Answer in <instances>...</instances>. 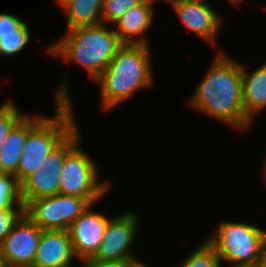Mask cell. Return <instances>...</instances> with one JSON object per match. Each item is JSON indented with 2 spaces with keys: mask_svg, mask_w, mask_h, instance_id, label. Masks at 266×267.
Segmentation results:
<instances>
[{
  "mask_svg": "<svg viewBox=\"0 0 266 267\" xmlns=\"http://www.w3.org/2000/svg\"><path fill=\"white\" fill-rule=\"evenodd\" d=\"M146 1H150V2H153V3H155L156 1L158 2V1H161V0H146ZM166 1V0H165ZM173 1H175V0H167V2L170 4L171 2H173Z\"/></svg>",
  "mask_w": 266,
  "mask_h": 267,
  "instance_id": "30",
  "label": "cell"
},
{
  "mask_svg": "<svg viewBox=\"0 0 266 267\" xmlns=\"http://www.w3.org/2000/svg\"><path fill=\"white\" fill-rule=\"evenodd\" d=\"M225 54L214 57L188 103L229 127L246 130L252 121L243 106L241 63Z\"/></svg>",
  "mask_w": 266,
  "mask_h": 267,
  "instance_id": "1",
  "label": "cell"
},
{
  "mask_svg": "<svg viewBox=\"0 0 266 267\" xmlns=\"http://www.w3.org/2000/svg\"><path fill=\"white\" fill-rule=\"evenodd\" d=\"M222 260L205 240L181 262L179 267H221Z\"/></svg>",
  "mask_w": 266,
  "mask_h": 267,
  "instance_id": "19",
  "label": "cell"
},
{
  "mask_svg": "<svg viewBox=\"0 0 266 267\" xmlns=\"http://www.w3.org/2000/svg\"><path fill=\"white\" fill-rule=\"evenodd\" d=\"M197 1H203V2H205V0H197ZM241 1H243V0H229L230 3L235 4V5L237 3L239 4Z\"/></svg>",
  "mask_w": 266,
  "mask_h": 267,
  "instance_id": "29",
  "label": "cell"
},
{
  "mask_svg": "<svg viewBox=\"0 0 266 267\" xmlns=\"http://www.w3.org/2000/svg\"><path fill=\"white\" fill-rule=\"evenodd\" d=\"M86 209L69 227L74 255L79 260L93 258L103 239L104 231L111 217Z\"/></svg>",
  "mask_w": 266,
  "mask_h": 267,
  "instance_id": "11",
  "label": "cell"
},
{
  "mask_svg": "<svg viewBox=\"0 0 266 267\" xmlns=\"http://www.w3.org/2000/svg\"><path fill=\"white\" fill-rule=\"evenodd\" d=\"M77 126L43 160L38 168L21 183V198L24 206L31 200L59 194L60 173L66 156L81 142Z\"/></svg>",
  "mask_w": 266,
  "mask_h": 267,
  "instance_id": "7",
  "label": "cell"
},
{
  "mask_svg": "<svg viewBox=\"0 0 266 267\" xmlns=\"http://www.w3.org/2000/svg\"><path fill=\"white\" fill-rule=\"evenodd\" d=\"M257 267H266V240H265L261 258L258 261Z\"/></svg>",
  "mask_w": 266,
  "mask_h": 267,
  "instance_id": "26",
  "label": "cell"
},
{
  "mask_svg": "<svg viewBox=\"0 0 266 267\" xmlns=\"http://www.w3.org/2000/svg\"><path fill=\"white\" fill-rule=\"evenodd\" d=\"M153 4L155 3L143 0L130 8L114 25L111 24V27L117 28L114 29L115 33L123 44H149L144 34L153 25Z\"/></svg>",
  "mask_w": 266,
  "mask_h": 267,
  "instance_id": "14",
  "label": "cell"
},
{
  "mask_svg": "<svg viewBox=\"0 0 266 267\" xmlns=\"http://www.w3.org/2000/svg\"><path fill=\"white\" fill-rule=\"evenodd\" d=\"M0 267H4L3 263H2V260H1V254H0Z\"/></svg>",
  "mask_w": 266,
  "mask_h": 267,
  "instance_id": "32",
  "label": "cell"
},
{
  "mask_svg": "<svg viewBox=\"0 0 266 267\" xmlns=\"http://www.w3.org/2000/svg\"><path fill=\"white\" fill-rule=\"evenodd\" d=\"M68 88L65 81L54 93V117L28 115L27 139L17 167V180L20 184L42 167L45 157L77 127Z\"/></svg>",
  "mask_w": 266,
  "mask_h": 267,
  "instance_id": "2",
  "label": "cell"
},
{
  "mask_svg": "<svg viewBox=\"0 0 266 267\" xmlns=\"http://www.w3.org/2000/svg\"><path fill=\"white\" fill-rule=\"evenodd\" d=\"M149 47L145 44H123L95 80L101 89L103 110L115 108L138 90L154 85Z\"/></svg>",
  "mask_w": 266,
  "mask_h": 267,
  "instance_id": "3",
  "label": "cell"
},
{
  "mask_svg": "<svg viewBox=\"0 0 266 267\" xmlns=\"http://www.w3.org/2000/svg\"><path fill=\"white\" fill-rule=\"evenodd\" d=\"M24 214L25 208H6L0 210V244Z\"/></svg>",
  "mask_w": 266,
  "mask_h": 267,
  "instance_id": "23",
  "label": "cell"
},
{
  "mask_svg": "<svg viewBox=\"0 0 266 267\" xmlns=\"http://www.w3.org/2000/svg\"><path fill=\"white\" fill-rule=\"evenodd\" d=\"M28 134V114L10 131L0 150V172L15 175Z\"/></svg>",
  "mask_w": 266,
  "mask_h": 267,
  "instance_id": "16",
  "label": "cell"
},
{
  "mask_svg": "<svg viewBox=\"0 0 266 267\" xmlns=\"http://www.w3.org/2000/svg\"><path fill=\"white\" fill-rule=\"evenodd\" d=\"M90 205L86 198L56 194L31 200L25 215L42 230H68Z\"/></svg>",
  "mask_w": 266,
  "mask_h": 267,
  "instance_id": "8",
  "label": "cell"
},
{
  "mask_svg": "<svg viewBox=\"0 0 266 267\" xmlns=\"http://www.w3.org/2000/svg\"><path fill=\"white\" fill-rule=\"evenodd\" d=\"M25 22L19 29L18 35H0V55L11 56L21 52L30 42V28Z\"/></svg>",
  "mask_w": 266,
  "mask_h": 267,
  "instance_id": "20",
  "label": "cell"
},
{
  "mask_svg": "<svg viewBox=\"0 0 266 267\" xmlns=\"http://www.w3.org/2000/svg\"><path fill=\"white\" fill-rule=\"evenodd\" d=\"M135 261L138 260H98L94 258H89L81 260L82 267H130Z\"/></svg>",
  "mask_w": 266,
  "mask_h": 267,
  "instance_id": "25",
  "label": "cell"
},
{
  "mask_svg": "<svg viewBox=\"0 0 266 267\" xmlns=\"http://www.w3.org/2000/svg\"><path fill=\"white\" fill-rule=\"evenodd\" d=\"M74 259L68 230H42L32 267H71Z\"/></svg>",
  "mask_w": 266,
  "mask_h": 267,
  "instance_id": "13",
  "label": "cell"
},
{
  "mask_svg": "<svg viewBox=\"0 0 266 267\" xmlns=\"http://www.w3.org/2000/svg\"><path fill=\"white\" fill-rule=\"evenodd\" d=\"M25 115L11 99L0 106V150L10 131Z\"/></svg>",
  "mask_w": 266,
  "mask_h": 267,
  "instance_id": "21",
  "label": "cell"
},
{
  "mask_svg": "<svg viewBox=\"0 0 266 267\" xmlns=\"http://www.w3.org/2000/svg\"><path fill=\"white\" fill-rule=\"evenodd\" d=\"M103 0H66L60 7L65 12L66 31L102 23Z\"/></svg>",
  "mask_w": 266,
  "mask_h": 267,
  "instance_id": "17",
  "label": "cell"
},
{
  "mask_svg": "<svg viewBox=\"0 0 266 267\" xmlns=\"http://www.w3.org/2000/svg\"><path fill=\"white\" fill-rule=\"evenodd\" d=\"M265 161L263 162L264 163V167H263V182H265L266 183V159H264Z\"/></svg>",
  "mask_w": 266,
  "mask_h": 267,
  "instance_id": "28",
  "label": "cell"
},
{
  "mask_svg": "<svg viewBox=\"0 0 266 267\" xmlns=\"http://www.w3.org/2000/svg\"><path fill=\"white\" fill-rule=\"evenodd\" d=\"M245 67L241 63L243 106L253 122V117L266 108V62L251 73Z\"/></svg>",
  "mask_w": 266,
  "mask_h": 267,
  "instance_id": "15",
  "label": "cell"
},
{
  "mask_svg": "<svg viewBox=\"0 0 266 267\" xmlns=\"http://www.w3.org/2000/svg\"><path fill=\"white\" fill-rule=\"evenodd\" d=\"M66 0H56V3L59 4V6H61Z\"/></svg>",
  "mask_w": 266,
  "mask_h": 267,
  "instance_id": "31",
  "label": "cell"
},
{
  "mask_svg": "<svg viewBox=\"0 0 266 267\" xmlns=\"http://www.w3.org/2000/svg\"><path fill=\"white\" fill-rule=\"evenodd\" d=\"M140 218L133 211H125L111 218L104 231L103 239L94 259L98 260H139L131 253L136 241Z\"/></svg>",
  "mask_w": 266,
  "mask_h": 267,
  "instance_id": "9",
  "label": "cell"
},
{
  "mask_svg": "<svg viewBox=\"0 0 266 267\" xmlns=\"http://www.w3.org/2000/svg\"><path fill=\"white\" fill-rule=\"evenodd\" d=\"M24 23L19 16L0 13V35H18V29Z\"/></svg>",
  "mask_w": 266,
  "mask_h": 267,
  "instance_id": "24",
  "label": "cell"
},
{
  "mask_svg": "<svg viewBox=\"0 0 266 267\" xmlns=\"http://www.w3.org/2000/svg\"><path fill=\"white\" fill-rule=\"evenodd\" d=\"M130 267H149L148 265H145V263L138 261H135Z\"/></svg>",
  "mask_w": 266,
  "mask_h": 267,
  "instance_id": "27",
  "label": "cell"
},
{
  "mask_svg": "<svg viewBox=\"0 0 266 267\" xmlns=\"http://www.w3.org/2000/svg\"><path fill=\"white\" fill-rule=\"evenodd\" d=\"M143 0H103L101 17L102 23H116L130 8Z\"/></svg>",
  "mask_w": 266,
  "mask_h": 267,
  "instance_id": "22",
  "label": "cell"
},
{
  "mask_svg": "<svg viewBox=\"0 0 266 267\" xmlns=\"http://www.w3.org/2000/svg\"><path fill=\"white\" fill-rule=\"evenodd\" d=\"M79 143L65 158L60 173L59 194L101 200L111 183L99 180L97 163L81 149Z\"/></svg>",
  "mask_w": 266,
  "mask_h": 267,
  "instance_id": "6",
  "label": "cell"
},
{
  "mask_svg": "<svg viewBox=\"0 0 266 267\" xmlns=\"http://www.w3.org/2000/svg\"><path fill=\"white\" fill-rule=\"evenodd\" d=\"M170 5L188 30L213 46L217 45V34L220 32L222 18L208 3L197 0H175Z\"/></svg>",
  "mask_w": 266,
  "mask_h": 267,
  "instance_id": "12",
  "label": "cell"
},
{
  "mask_svg": "<svg viewBox=\"0 0 266 267\" xmlns=\"http://www.w3.org/2000/svg\"><path fill=\"white\" fill-rule=\"evenodd\" d=\"M6 208H25V206L21 198V184L17 177L0 172V210Z\"/></svg>",
  "mask_w": 266,
  "mask_h": 267,
  "instance_id": "18",
  "label": "cell"
},
{
  "mask_svg": "<svg viewBox=\"0 0 266 267\" xmlns=\"http://www.w3.org/2000/svg\"><path fill=\"white\" fill-rule=\"evenodd\" d=\"M123 45L114 29L105 23L77 27L47 48V52L61 57L67 65L80 64L93 81L108 67Z\"/></svg>",
  "mask_w": 266,
  "mask_h": 267,
  "instance_id": "4",
  "label": "cell"
},
{
  "mask_svg": "<svg viewBox=\"0 0 266 267\" xmlns=\"http://www.w3.org/2000/svg\"><path fill=\"white\" fill-rule=\"evenodd\" d=\"M42 229L25 214L0 244L4 267H32Z\"/></svg>",
  "mask_w": 266,
  "mask_h": 267,
  "instance_id": "10",
  "label": "cell"
},
{
  "mask_svg": "<svg viewBox=\"0 0 266 267\" xmlns=\"http://www.w3.org/2000/svg\"><path fill=\"white\" fill-rule=\"evenodd\" d=\"M206 241L229 267H257L261 258L266 230L243 222H223Z\"/></svg>",
  "mask_w": 266,
  "mask_h": 267,
  "instance_id": "5",
  "label": "cell"
}]
</instances>
